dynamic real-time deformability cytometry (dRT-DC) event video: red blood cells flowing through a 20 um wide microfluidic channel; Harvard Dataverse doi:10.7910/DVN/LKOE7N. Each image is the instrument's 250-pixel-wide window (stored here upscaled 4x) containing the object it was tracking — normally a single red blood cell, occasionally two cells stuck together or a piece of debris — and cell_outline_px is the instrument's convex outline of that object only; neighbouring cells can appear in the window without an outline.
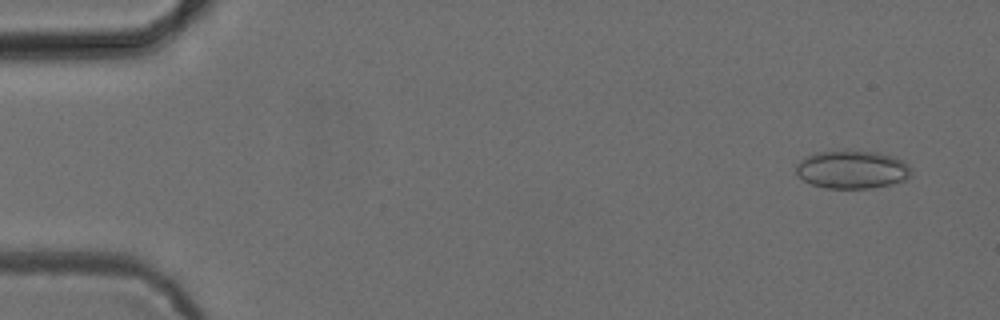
{"species": "common noctule bat (a hibernating species)", "species_latin": "Nyctalus noctula", "temperature_condition": "cold", "stored_images_in_passage": 53, "camera_frame_rate_fps": 3000, "um_per_image_px": 0.085, "animal": {"sex": "female", "body_mass_g": 24.6, "forearm_length_mm": 56.2}, "frame": {"image": 1, "passage_image": 4, "time_ms": 1.0, "image_size_px": [1000, 320], "cell_outline_px": [[912, 168], [908, 176], [904, 180], [892, 184], [872, 188], [824, 188], [812, 184], [804, 180], [796, 172], [796, 164], [804, 156], [816, 152], [848, 148], [876, 152], [892, 156], [904, 160]], "centroid_in_image_um": [72.41, 14.37], "position_along_channel_um": 12.6, "area_um2": 26.18}}
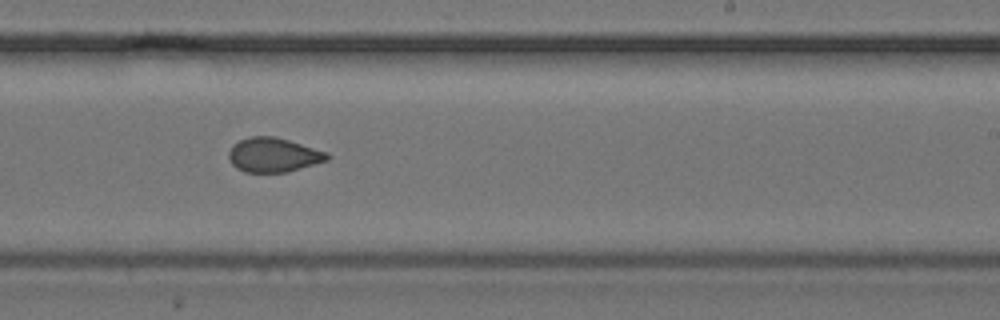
{"frame": {"image": 2, "passage_image": 33, "time_ms": 10.667, "image_size_px": [1000, 320], "cell_outline_px": [[332, 156], [328, 160], [288, 172], [244, 172], [236, 168], [232, 164], [228, 156], [228, 152], [232, 144], [240, 140], [252, 136], [276, 136], [328, 152]], "centroid_in_image_um": [23.25, 13.17], "position_along_channel_um": 265.8, "area_um2": 19.88}}
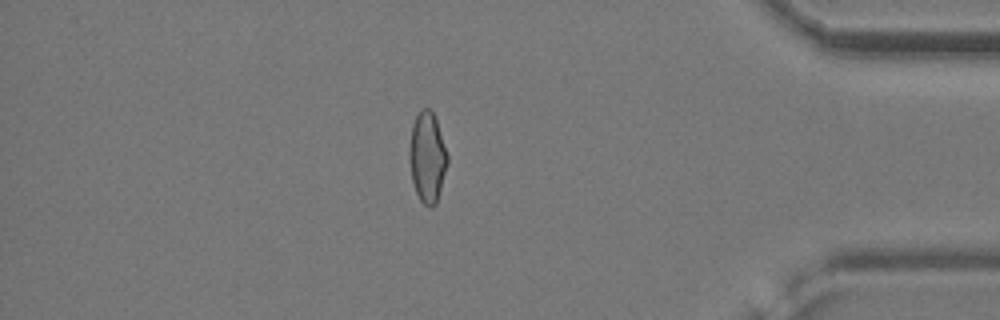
{"frame": {"image": 3, "passage_image": 46, "time_ms": 15.0, "image_size_px": [1000, 320], "cell_outline_px": [[448, 164], [436, 204], [432, 208], [428, 208], [420, 200], [416, 192], [412, 180], [408, 156], [408, 148], [412, 124], [416, 116], [424, 108], [428, 108], [432, 112], [436, 120], [448, 156]], "centroid_in_image_um": [36.31, 13.4], "position_along_channel_um": 398.9, "area_um2": 20.11}, "authors_computed_cell_mechanics": {"area_um2": 20.23, "velocity_mm_per_s": 3.8904, "shape_relaxation_time_tau1_ms": null, "shape_relaxation_time_tau2_ms": 1.7362, "deformation_change_tau1": null, "deformation_change_tau2": 0.0474}}